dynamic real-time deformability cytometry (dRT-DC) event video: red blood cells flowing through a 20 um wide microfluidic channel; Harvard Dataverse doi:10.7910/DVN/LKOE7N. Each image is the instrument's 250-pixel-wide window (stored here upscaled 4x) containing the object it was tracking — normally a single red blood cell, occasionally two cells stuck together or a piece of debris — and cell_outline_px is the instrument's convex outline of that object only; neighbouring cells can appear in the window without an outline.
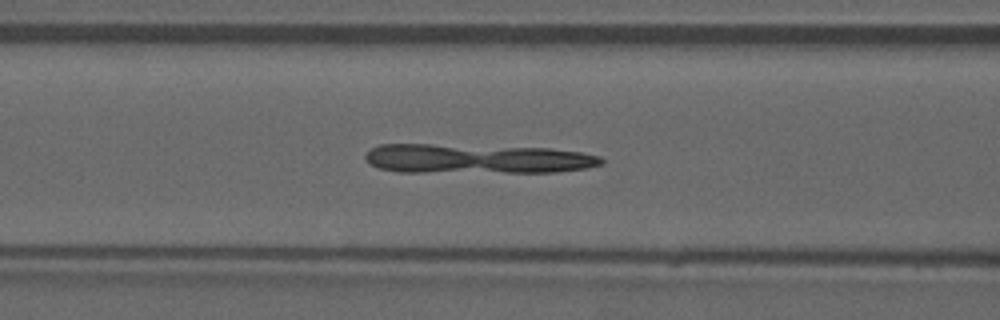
{"species": "common noctule bat (a hibernating species)", "species_latin": "Nyctalus noctula", "temperature_condition": "warm", "stored_images_in_passage": 34, "camera_frame_rate_fps": 3000, "um_per_image_px": 0.085, "animal": {"sex": "male", "forearm_length_mm": 52.5}, "frame": {"image": 1, "passage_image": 6, "time_ms": 1.667, "image_size_px": [1000, 320], "cell_outline_px": [[604, 164], [584, 168], [556, 172], [400, 172], [376, 168], [368, 164], [364, 156], [372, 148], [380, 144], [432, 144], [552, 148], [580, 152], [600, 156], [604, 160]], "centroid_in_image_um": [40.51, 13.5], "position_along_channel_um": 126.1, "area_um2": 40.86}}